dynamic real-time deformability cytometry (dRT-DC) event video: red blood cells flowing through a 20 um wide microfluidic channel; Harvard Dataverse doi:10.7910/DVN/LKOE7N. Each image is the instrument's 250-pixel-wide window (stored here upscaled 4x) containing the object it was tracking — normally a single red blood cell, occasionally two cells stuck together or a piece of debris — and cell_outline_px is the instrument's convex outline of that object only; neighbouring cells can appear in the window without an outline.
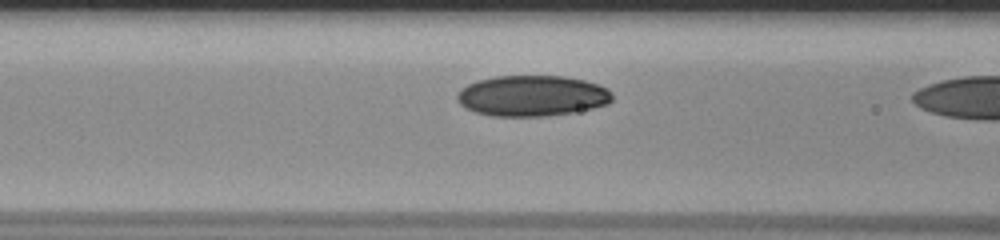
{"species": "human", "species_latin": "Homo sapiens", "temperature_condition": "room temperature", "stored_images_in_passage": 11, "camera_frame_rate_fps": 3000, "um_per_image_px": 0.085, "donor": {"sex": "male"}, "frame": {"image": 1, "passage_image": 10, "time_ms": 3.0, "image_size_px": [1000, 240], "cell_outline_px": [[612, 100], [608, 104], [576, 112], [548, 116], [492, 116], [476, 112], [464, 108], [456, 100], [456, 96], [460, 88], [476, 80], [496, 76], [564, 76], [584, 80], [600, 84], [608, 88], [612, 92]], "centroid_in_image_um": [45.23, 8.14], "position_along_channel_um": 121.4, "area_um2": 37.34}}